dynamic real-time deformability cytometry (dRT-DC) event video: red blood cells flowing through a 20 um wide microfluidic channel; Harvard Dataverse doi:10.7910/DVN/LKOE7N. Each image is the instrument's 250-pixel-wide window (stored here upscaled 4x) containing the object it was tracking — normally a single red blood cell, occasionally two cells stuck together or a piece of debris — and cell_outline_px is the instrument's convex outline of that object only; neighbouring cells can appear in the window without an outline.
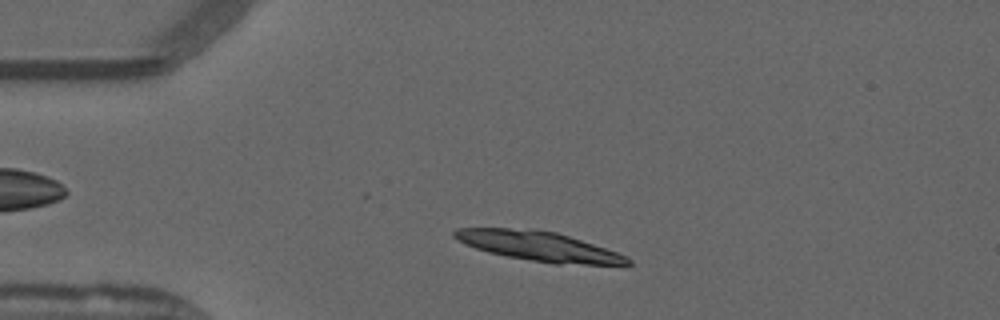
{"species": "common noctule bat (a hibernating species)", "species_latin": "Nyctalus noctula", "temperature_condition": "warm", "stored_images_in_passage": 12, "camera_frame_rate_fps": 3000, "um_per_image_px": 0.085, "animal": {"sex": "male", "forearm_length_mm": 52.5}, "frame": {"image": 1, "passage_image": 7, "time_ms": 2.0, "image_size_px": [1000, 320], "cell_outline_px": [[632, 264], [552, 264], [508, 256], [488, 252], [476, 248], [456, 240], [452, 236], [452, 232], [456, 228], [536, 228], [556, 232], [628, 256], [632, 260]], "centroid_in_image_um": [45.74, 20.91], "position_along_channel_um": 39.3, "area_um2": 29.71}}
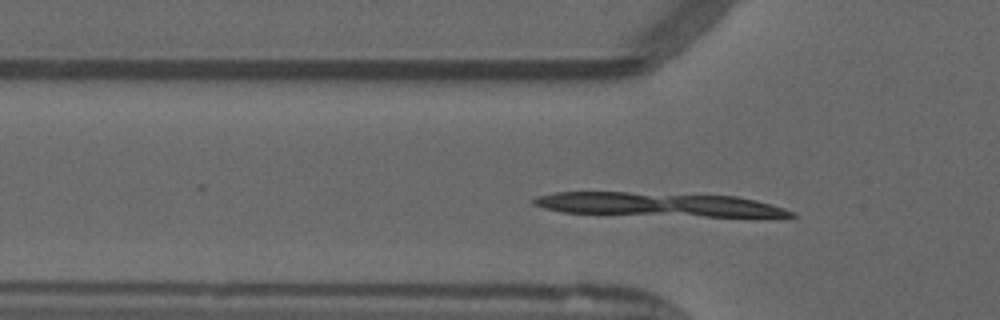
{"frame": {"image": 2, "passage_image": 12, "time_ms": 3.667, "image_size_px": [1000, 320], "cell_outline_px": [[796, 216], [704, 216], [564, 212], [544, 208], [532, 204], [532, 200], [536, 196], [552, 192], [628, 192], [736, 196], [756, 200], [772, 204], [796, 212]], "centroid_in_image_um": [55.92, 17.37], "position_along_channel_um": 69.9, "area_um2": 35.26}}